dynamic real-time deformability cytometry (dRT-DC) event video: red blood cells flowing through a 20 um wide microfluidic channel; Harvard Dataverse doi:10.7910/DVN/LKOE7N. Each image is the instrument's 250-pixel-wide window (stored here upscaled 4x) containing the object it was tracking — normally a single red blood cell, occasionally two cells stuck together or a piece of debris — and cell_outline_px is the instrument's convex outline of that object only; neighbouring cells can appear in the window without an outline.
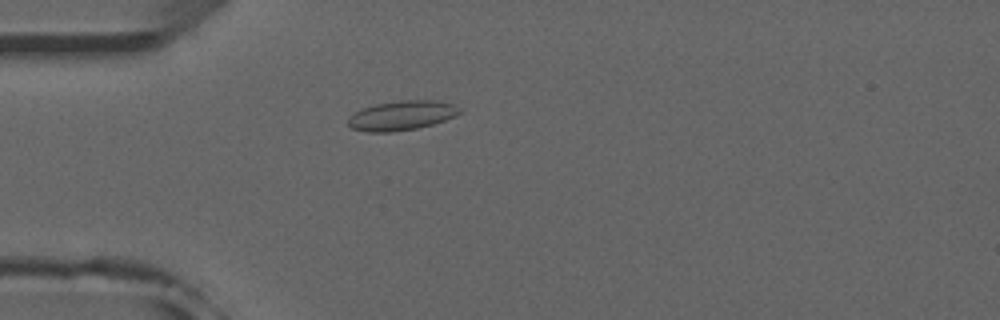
{"species": "common noctule bat (a hibernating species)", "species_latin": "Nyctalus noctula", "temperature_condition": "room temperature", "stored_images_in_passage": 53, "camera_frame_rate_fps": 3000, "um_per_image_px": 0.085, "animal": {"sex": "male", "forearm_length_mm": 52.5}, "frame": {"image": 1, "passage_image": 15, "time_ms": 4.667, "image_size_px": [1000, 320], "cell_outline_px": [[460, 112], [456, 116], [432, 124], [416, 128], [392, 132], [368, 132], [352, 128], [348, 124], [348, 120], [356, 112], [364, 108], [376, 104], [400, 100], [436, 100], [452, 104], [460, 108]], "centroid_in_image_um": [34.16, 9.81], "position_along_channel_um": 50.8, "area_um2": 18.9}}
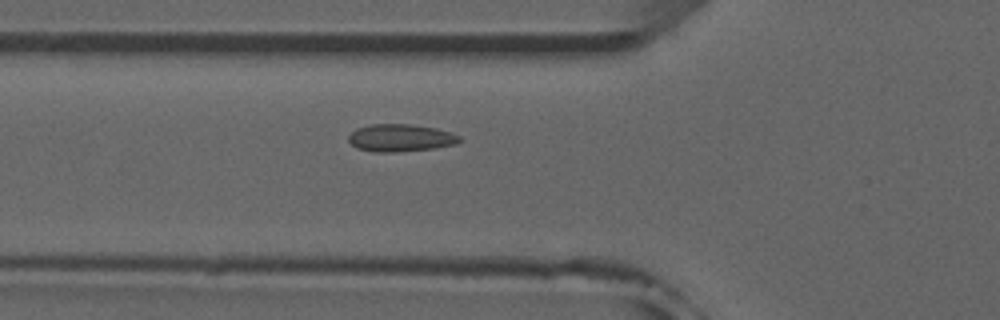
{"frame": {"image": 2, "passage_image": 19, "time_ms": 6.0, "image_size_px": [1000, 320], "cell_outline_px": [[464, 140], [456, 144], [436, 148], [392, 152], [372, 152], [356, 148], [348, 140], [348, 136], [356, 128], [372, 124], [412, 124], [436, 128], [452, 132], [460, 136]], "centroid_in_image_um": [34.08, 11.72], "position_along_channel_um": 91.7, "area_um2": 17.98}}
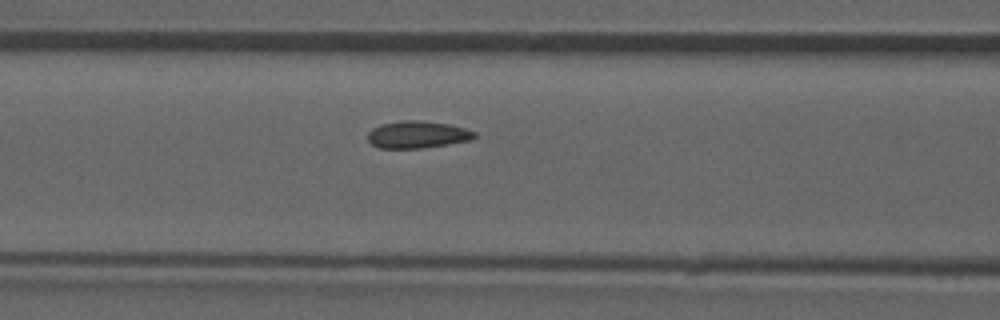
{"frame": {"image": 3, "passage_image": 22, "time_ms": 7.0, "image_size_px": [1000, 320], "cell_outline_px": [[476, 136], [472, 140], [448, 144], [420, 148], [380, 148], [372, 144], [368, 140], [368, 132], [372, 128], [380, 124], [400, 120], [416, 120], [448, 124], [464, 128], [476, 132]], "centroid_in_image_um": [35.47, 11.43], "position_along_channel_um": 131.1, "area_um2": 16.88}, "authors_computed_cell_mechanics": {"area_um2": 16.762, "velocity_mm_per_s": 3.8983, "shape_relaxation_time_tau1_ms": null, "shape_relaxation_time_tau2_ms": 1.0578, "deformation_change_tau1": null, "deformation_change_tau2": 0.0372}}